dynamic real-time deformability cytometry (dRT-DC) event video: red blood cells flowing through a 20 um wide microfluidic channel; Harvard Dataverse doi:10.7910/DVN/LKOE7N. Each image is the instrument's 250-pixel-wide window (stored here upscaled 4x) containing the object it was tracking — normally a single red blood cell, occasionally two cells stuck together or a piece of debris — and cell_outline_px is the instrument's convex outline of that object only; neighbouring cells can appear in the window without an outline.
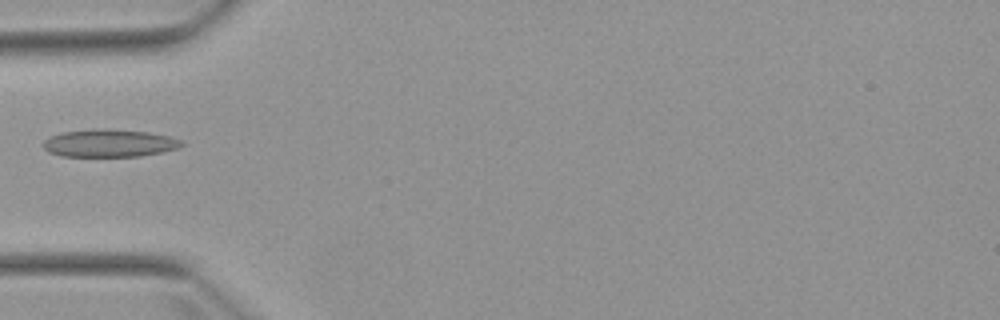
{"species": "Egyptian fruit bat (a non-hibernating species)", "species_latin": "Rousettus aegyptiacus", "temperature_condition": "warm", "stored_images_in_passage": 1, "camera_frame_rate_fps": 3000, "um_per_image_px": 0.085, "animal": {"sex": "female"}, "frame": {"image": 1, "passage_image": 1, "time_ms": 0.0, "image_size_px": [1000, 320], "cell_outline_px": [[184, 144], [176, 148], [160, 152], [140, 156], [60, 156], [48, 152], [40, 144], [48, 136], [60, 132], [92, 128], [96, 128], [148, 132], [168, 136], [184, 140]], "centroid_in_image_um": [9.21, 12.16], "position_along_channel_um": 75.8, "area_um2": 22.48}}